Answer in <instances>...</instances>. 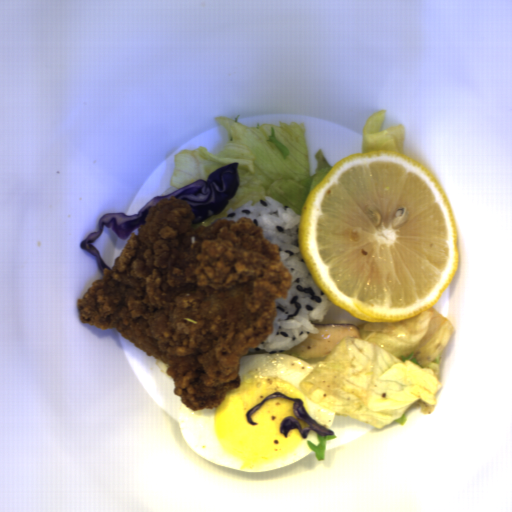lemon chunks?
Returning a JSON list of instances; mask_svg holds the SVG:
<instances>
[{
	"mask_svg": "<svg viewBox=\"0 0 512 512\" xmlns=\"http://www.w3.org/2000/svg\"><path fill=\"white\" fill-rule=\"evenodd\" d=\"M297 236L320 290L366 323L426 314L459 264L457 218L440 180L393 149L334 164L305 197Z\"/></svg>",
	"mask_w": 512,
	"mask_h": 512,
	"instance_id": "obj_1",
	"label": "lemon chunks"
}]
</instances>
